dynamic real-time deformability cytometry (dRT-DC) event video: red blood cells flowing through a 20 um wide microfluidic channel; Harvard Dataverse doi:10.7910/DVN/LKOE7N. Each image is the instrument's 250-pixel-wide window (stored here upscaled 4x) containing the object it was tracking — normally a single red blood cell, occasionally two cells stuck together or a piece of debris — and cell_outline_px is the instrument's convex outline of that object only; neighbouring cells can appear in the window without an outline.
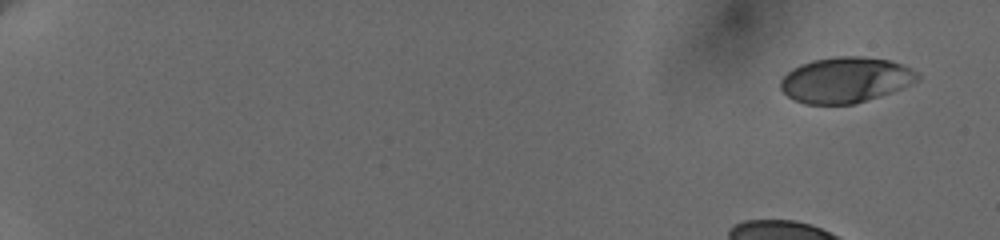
{"species": "human", "species_latin": "Homo sapiens", "temperature_condition": "cold", "stored_images_in_passage": 17, "camera_frame_rate_fps": 3000, "um_per_image_px": 0.085, "donor": {"sex": "female"}, "frame": {"image": 1, "passage_image": 1, "time_ms": 0.0, "image_size_px": [1000, 240], "cell_outline_px": [[920, 80], [900, 88], [856, 104], [804, 104], [792, 100], [780, 88], [780, 80], [792, 68], [800, 64], [812, 60], [836, 56], [860, 56], [888, 60], [900, 64], [916, 72], [920, 76]], "centroid_in_image_um": [71.82, 6.79], "position_along_channel_um": 13.2, "area_um2": 36.24}}
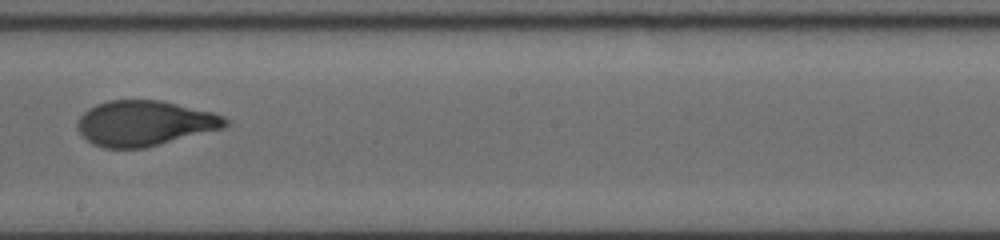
{"frame": {"image": 2, "passage_image": 11, "time_ms": 11.667, "image_size_px": [1000, 240], "cell_outline_px": [[232, 120], [224, 128], [144, 148], [104, 148], [92, 144], [76, 128], [76, 124], [80, 116], [88, 108], [96, 104], [108, 100], [160, 100], [216, 112]], "centroid_in_image_um": [12.32, 10.46], "position_along_channel_um": 235.9, "area_um2": 39.3}}
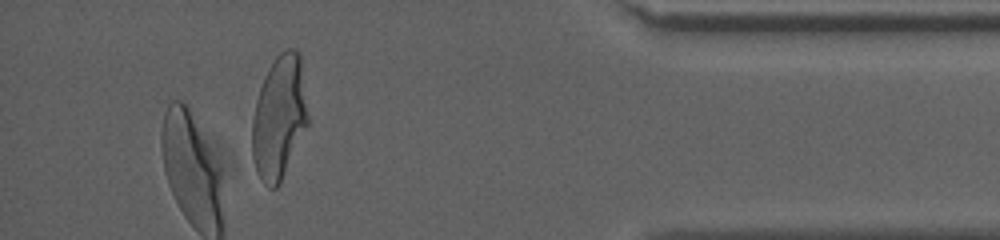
{"frame": {"image": 3, "passage_image": 16, "time_ms": 17.333, "image_size_px": [1000, 240], "cell_outline_px": [[308, 124], [280, 184], [276, 188], [268, 188], [260, 180], [256, 172], [252, 156], [252, 120], [256, 100], [264, 76], [268, 68], [276, 56], [280, 52], [288, 48], [296, 48], [300, 52], [308, 116]], "centroid_in_image_um": [23.72, 9.99], "position_along_channel_um": 411.5, "area_um2": 40.4}, "authors_computed_cell_mechanics": {"area_um2": 39.2462, "velocity_mm_per_s": 3.6298, "shape_relaxation_time_tau1_ms": 7.9501, "shape_relaxation_time_tau2_ms": 1.1312, "deformation_change_tau1": 0.2248, "deformation_change_tau2": 0.0664}}